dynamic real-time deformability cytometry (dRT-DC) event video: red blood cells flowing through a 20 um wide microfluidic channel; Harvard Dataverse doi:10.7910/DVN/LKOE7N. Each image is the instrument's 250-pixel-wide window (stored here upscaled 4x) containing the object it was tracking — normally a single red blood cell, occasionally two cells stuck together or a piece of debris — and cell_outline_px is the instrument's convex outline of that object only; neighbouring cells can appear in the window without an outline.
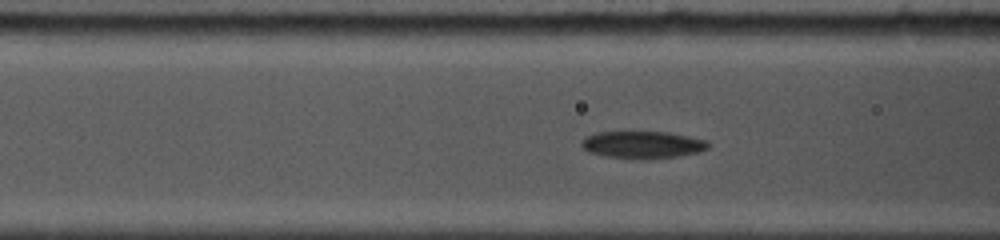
{"species": "common noctule bat (a hibernating species)", "species_latin": "Nyctalus noctula", "temperature_condition": "cold", "stored_images_in_passage": 7, "camera_frame_rate_fps": 5000, "um_per_image_px": 0.085, "animal": {"sex": "female", "body_mass_g": 19.0, "forearm_length_mm": 53.3}, "frame": {"image": 1, "passage_image": 5, "time_ms": 0.8, "image_size_px": [1000, 240], "cell_outline_px": [[712, 144], [708, 148], [700, 152], [676, 156], [648, 160], [632, 160], [608, 156], [588, 152], [580, 144], [580, 140], [584, 136], [596, 132], [668, 132], [708, 140]], "centroid_in_image_um": [54.62, 12.31], "position_along_channel_um": 112.0, "area_um2": 20.58}}